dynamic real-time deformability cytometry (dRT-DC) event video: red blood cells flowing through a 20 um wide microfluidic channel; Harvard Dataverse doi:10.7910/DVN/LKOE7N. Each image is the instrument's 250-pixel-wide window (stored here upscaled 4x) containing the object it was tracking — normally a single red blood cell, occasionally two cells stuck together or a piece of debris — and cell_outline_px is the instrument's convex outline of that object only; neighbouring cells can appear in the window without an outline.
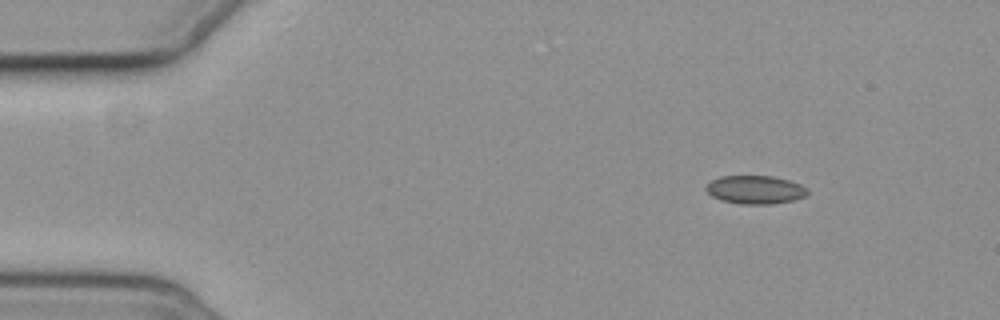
{"species": "common noctule bat (a hibernating species)", "species_latin": "Nyctalus noctula", "temperature_condition": "cold", "stored_images_in_passage": 4, "camera_frame_rate_fps": 3000, "um_per_image_px": 0.085, "animal": {"sex": "female", "body_mass_g": 19.3, "forearm_length_mm": 54.1}, "frame": {"image": 1, "passage_image": 1, "time_ms": 0.0, "image_size_px": [1000, 320], "cell_outline_px": [[808, 192], [804, 196], [796, 200], [772, 204], [740, 204], [720, 200], [712, 196], [704, 188], [712, 180], [720, 176], [772, 176], [788, 180], [800, 184], [808, 188]], "centroid_in_image_um": [64.2, 16.13], "position_along_channel_um": 20.8, "area_um2": 16.82}}
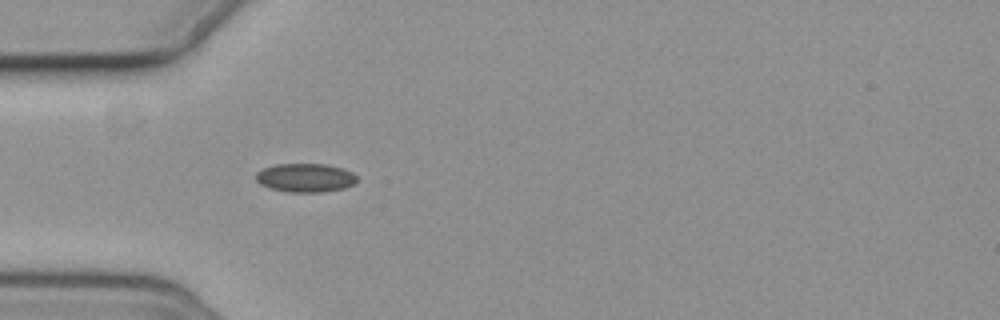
{"frame": {"image": 2, "passage_image": 4, "time_ms": 3.333, "image_size_px": [1000, 320], "cell_outline_px": [[356, 184], [344, 188], [324, 192], [292, 192], [268, 188], [260, 184], [256, 180], [256, 172], [264, 168], [276, 164], [328, 164], [344, 168], [352, 172], [356, 176]], "centroid_in_image_um": [25.98, 15.11], "position_along_channel_um": 59.0, "area_um2": 17.05}}